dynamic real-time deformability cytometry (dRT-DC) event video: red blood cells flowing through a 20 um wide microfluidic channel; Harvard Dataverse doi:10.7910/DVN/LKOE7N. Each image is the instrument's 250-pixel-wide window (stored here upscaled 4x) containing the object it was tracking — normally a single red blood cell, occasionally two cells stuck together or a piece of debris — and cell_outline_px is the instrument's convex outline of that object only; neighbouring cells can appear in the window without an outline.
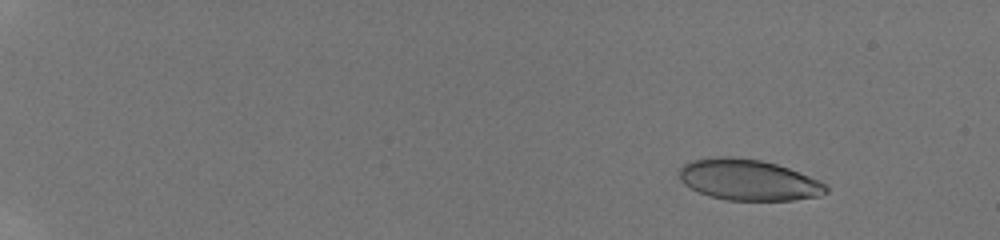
{"species": "human", "species_latin": "Homo sapiens", "temperature_condition": "room temperature", "stored_images_in_passage": 16, "camera_frame_rate_fps": 3000, "um_per_image_px": 0.085, "donor": {"sex": "male"}, "frame": {"image": 1, "passage_image": 5, "time_ms": 2.333, "image_size_px": [1000, 240], "cell_outline_px": [[828, 192], [820, 196], [792, 200], [728, 200], [708, 196], [684, 184], [680, 180], [680, 168], [684, 164], [692, 160], [716, 156], [732, 156], [760, 160], [776, 164], [788, 168], [820, 180], [828, 184]], "centroid_in_image_um": [63.64, 15.29], "position_along_channel_um": 21.4, "area_um2": 35.14}}
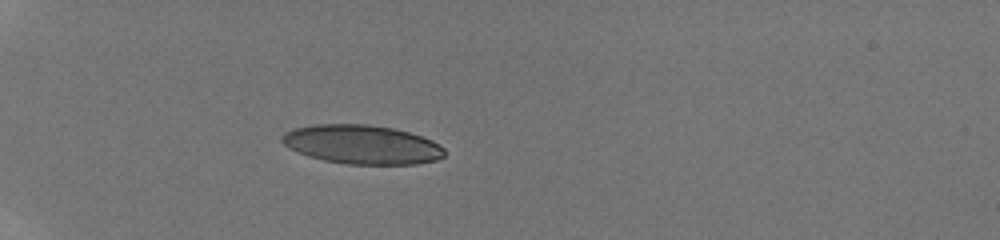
{"frame": {"image": 2, "passage_image": 14, "time_ms": 6.333, "image_size_px": [1000, 240], "cell_outline_px": [[444, 156], [436, 160], [416, 164], [348, 164], [324, 160], [308, 156], [284, 144], [280, 140], [280, 136], [284, 132], [292, 128], [316, 124], [364, 124], [392, 128], [408, 132], [432, 140], [440, 144], [444, 148]], "centroid_in_image_um": [30.76, 12.28], "position_along_channel_um": 54.2, "area_um2": 36.82}}